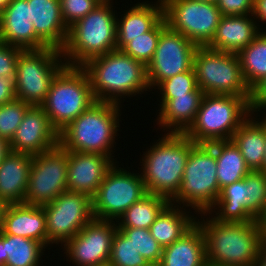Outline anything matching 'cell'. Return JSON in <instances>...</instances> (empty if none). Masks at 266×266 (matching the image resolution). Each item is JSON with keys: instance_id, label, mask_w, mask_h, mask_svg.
Returning a JSON list of instances; mask_svg holds the SVG:
<instances>
[{"instance_id": "cell-36", "label": "cell", "mask_w": 266, "mask_h": 266, "mask_svg": "<svg viewBox=\"0 0 266 266\" xmlns=\"http://www.w3.org/2000/svg\"><path fill=\"white\" fill-rule=\"evenodd\" d=\"M197 88L198 85L196 81L195 71L193 68L189 71L177 74L171 78L163 80L154 88V92H151L152 94L156 92L159 96L157 98V101L159 102L157 106L159 107L155 108H158L159 110L169 99L175 98L176 96L185 95L189 92H193Z\"/></svg>"}, {"instance_id": "cell-28", "label": "cell", "mask_w": 266, "mask_h": 266, "mask_svg": "<svg viewBox=\"0 0 266 266\" xmlns=\"http://www.w3.org/2000/svg\"><path fill=\"white\" fill-rule=\"evenodd\" d=\"M46 249L39 241L0 231V266H45Z\"/></svg>"}, {"instance_id": "cell-13", "label": "cell", "mask_w": 266, "mask_h": 266, "mask_svg": "<svg viewBox=\"0 0 266 266\" xmlns=\"http://www.w3.org/2000/svg\"><path fill=\"white\" fill-rule=\"evenodd\" d=\"M68 151L60 144L33 155L24 203L43 206L68 191Z\"/></svg>"}, {"instance_id": "cell-31", "label": "cell", "mask_w": 266, "mask_h": 266, "mask_svg": "<svg viewBox=\"0 0 266 266\" xmlns=\"http://www.w3.org/2000/svg\"><path fill=\"white\" fill-rule=\"evenodd\" d=\"M217 162V180L220 190L238 182L251 171L245 163L239 148L232 140L212 142Z\"/></svg>"}, {"instance_id": "cell-26", "label": "cell", "mask_w": 266, "mask_h": 266, "mask_svg": "<svg viewBox=\"0 0 266 266\" xmlns=\"http://www.w3.org/2000/svg\"><path fill=\"white\" fill-rule=\"evenodd\" d=\"M231 140L239 148L248 168L251 171H261L266 144L265 118L261 114H250Z\"/></svg>"}, {"instance_id": "cell-4", "label": "cell", "mask_w": 266, "mask_h": 266, "mask_svg": "<svg viewBox=\"0 0 266 266\" xmlns=\"http://www.w3.org/2000/svg\"><path fill=\"white\" fill-rule=\"evenodd\" d=\"M161 136V137H160ZM143 151L137 170L147 193L169 201L177 194L190 150L195 143L184 134L162 133Z\"/></svg>"}, {"instance_id": "cell-6", "label": "cell", "mask_w": 266, "mask_h": 266, "mask_svg": "<svg viewBox=\"0 0 266 266\" xmlns=\"http://www.w3.org/2000/svg\"><path fill=\"white\" fill-rule=\"evenodd\" d=\"M250 96L204 94L196 118L184 135L195 144L231 140L252 114Z\"/></svg>"}, {"instance_id": "cell-22", "label": "cell", "mask_w": 266, "mask_h": 266, "mask_svg": "<svg viewBox=\"0 0 266 266\" xmlns=\"http://www.w3.org/2000/svg\"><path fill=\"white\" fill-rule=\"evenodd\" d=\"M203 96L204 92L198 87L193 92L169 99L156 109L157 117L152 121L156 122V132L159 129L162 133L184 134L194 122Z\"/></svg>"}, {"instance_id": "cell-46", "label": "cell", "mask_w": 266, "mask_h": 266, "mask_svg": "<svg viewBox=\"0 0 266 266\" xmlns=\"http://www.w3.org/2000/svg\"><path fill=\"white\" fill-rule=\"evenodd\" d=\"M9 151V143L0 137V163Z\"/></svg>"}, {"instance_id": "cell-32", "label": "cell", "mask_w": 266, "mask_h": 266, "mask_svg": "<svg viewBox=\"0 0 266 266\" xmlns=\"http://www.w3.org/2000/svg\"><path fill=\"white\" fill-rule=\"evenodd\" d=\"M169 203L163 196L147 193L118 218L117 227L150 229L151 224Z\"/></svg>"}, {"instance_id": "cell-7", "label": "cell", "mask_w": 266, "mask_h": 266, "mask_svg": "<svg viewBox=\"0 0 266 266\" xmlns=\"http://www.w3.org/2000/svg\"><path fill=\"white\" fill-rule=\"evenodd\" d=\"M220 191L214 148L210 144H195L190 150L179 190L170 203L194 210L196 215L208 213Z\"/></svg>"}, {"instance_id": "cell-52", "label": "cell", "mask_w": 266, "mask_h": 266, "mask_svg": "<svg viewBox=\"0 0 266 266\" xmlns=\"http://www.w3.org/2000/svg\"><path fill=\"white\" fill-rule=\"evenodd\" d=\"M261 172H263L264 174H266V144H265L264 161H263V164H262Z\"/></svg>"}, {"instance_id": "cell-14", "label": "cell", "mask_w": 266, "mask_h": 266, "mask_svg": "<svg viewBox=\"0 0 266 266\" xmlns=\"http://www.w3.org/2000/svg\"><path fill=\"white\" fill-rule=\"evenodd\" d=\"M167 25L198 47L213 39L222 17L216 4L195 0H162Z\"/></svg>"}, {"instance_id": "cell-11", "label": "cell", "mask_w": 266, "mask_h": 266, "mask_svg": "<svg viewBox=\"0 0 266 266\" xmlns=\"http://www.w3.org/2000/svg\"><path fill=\"white\" fill-rule=\"evenodd\" d=\"M123 164L118 162L113 165L92 197L94 218L117 221L131 205L147 194L140 171L135 170L136 167L124 168Z\"/></svg>"}, {"instance_id": "cell-34", "label": "cell", "mask_w": 266, "mask_h": 266, "mask_svg": "<svg viewBox=\"0 0 266 266\" xmlns=\"http://www.w3.org/2000/svg\"><path fill=\"white\" fill-rule=\"evenodd\" d=\"M167 26L163 17L150 31L133 38L121 51L147 66L155 53L160 33Z\"/></svg>"}, {"instance_id": "cell-20", "label": "cell", "mask_w": 266, "mask_h": 266, "mask_svg": "<svg viewBox=\"0 0 266 266\" xmlns=\"http://www.w3.org/2000/svg\"><path fill=\"white\" fill-rule=\"evenodd\" d=\"M154 1L138 0L131 6L125 5V10L117 13L116 50H121L133 38L150 31L164 17L163 1Z\"/></svg>"}, {"instance_id": "cell-25", "label": "cell", "mask_w": 266, "mask_h": 266, "mask_svg": "<svg viewBox=\"0 0 266 266\" xmlns=\"http://www.w3.org/2000/svg\"><path fill=\"white\" fill-rule=\"evenodd\" d=\"M2 230L9 235L39 241L48 247L46 216L41 206L26 203L7 205Z\"/></svg>"}, {"instance_id": "cell-43", "label": "cell", "mask_w": 266, "mask_h": 266, "mask_svg": "<svg viewBox=\"0 0 266 266\" xmlns=\"http://www.w3.org/2000/svg\"><path fill=\"white\" fill-rule=\"evenodd\" d=\"M249 105L253 114L266 110V76L251 89Z\"/></svg>"}, {"instance_id": "cell-54", "label": "cell", "mask_w": 266, "mask_h": 266, "mask_svg": "<svg viewBox=\"0 0 266 266\" xmlns=\"http://www.w3.org/2000/svg\"><path fill=\"white\" fill-rule=\"evenodd\" d=\"M96 266H112L109 262H105V263H102V264H98Z\"/></svg>"}, {"instance_id": "cell-23", "label": "cell", "mask_w": 266, "mask_h": 266, "mask_svg": "<svg viewBox=\"0 0 266 266\" xmlns=\"http://www.w3.org/2000/svg\"><path fill=\"white\" fill-rule=\"evenodd\" d=\"M260 32L252 14L222 16L212 41L206 47L216 51L238 54Z\"/></svg>"}, {"instance_id": "cell-37", "label": "cell", "mask_w": 266, "mask_h": 266, "mask_svg": "<svg viewBox=\"0 0 266 266\" xmlns=\"http://www.w3.org/2000/svg\"><path fill=\"white\" fill-rule=\"evenodd\" d=\"M108 262L112 266H142L147 263V260L136 250L131 239L117 229L112 239Z\"/></svg>"}, {"instance_id": "cell-1", "label": "cell", "mask_w": 266, "mask_h": 266, "mask_svg": "<svg viewBox=\"0 0 266 266\" xmlns=\"http://www.w3.org/2000/svg\"><path fill=\"white\" fill-rule=\"evenodd\" d=\"M81 68L87 73L96 101L127 106L121 104L127 98L135 96L137 101L151 93L146 66L121 50L90 59Z\"/></svg>"}, {"instance_id": "cell-21", "label": "cell", "mask_w": 266, "mask_h": 266, "mask_svg": "<svg viewBox=\"0 0 266 266\" xmlns=\"http://www.w3.org/2000/svg\"><path fill=\"white\" fill-rule=\"evenodd\" d=\"M36 36L47 46L62 50L69 28L66 26L59 0H27Z\"/></svg>"}, {"instance_id": "cell-29", "label": "cell", "mask_w": 266, "mask_h": 266, "mask_svg": "<svg viewBox=\"0 0 266 266\" xmlns=\"http://www.w3.org/2000/svg\"><path fill=\"white\" fill-rule=\"evenodd\" d=\"M247 189L244 179L222 188L214 207L208 213L219 222L257 221L247 211Z\"/></svg>"}, {"instance_id": "cell-17", "label": "cell", "mask_w": 266, "mask_h": 266, "mask_svg": "<svg viewBox=\"0 0 266 266\" xmlns=\"http://www.w3.org/2000/svg\"><path fill=\"white\" fill-rule=\"evenodd\" d=\"M59 144V132L41 106H31L9 142L13 152L37 155Z\"/></svg>"}, {"instance_id": "cell-5", "label": "cell", "mask_w": 266, "mask_h": 266, "mask_svg": "<svg viewBox=\"0 0 266 266\" xmlns=\"http://www.w3.org/2000/svg\"><path fill=\"white\" fill-rule=\"evenodd\" d=\"M116 1L99 3L69 27L62 56L67 66L81 67L90 59L116 50Z\"/></svg>"}, {"instance_id": "cell-53", "label": "cell", "mask_w": 266, "mask_h": 266, "mask_svg": "<svg viewBox=\"0 0 266 266\" xmlns=\"http://www.w3.org/2000/svg\"><path fill=\"white\" fill-rule=\"evenodd\" d=\"M198 2H207V3H212V4H216L219 2V0H195Z\"/></svg>"}, {"instance_id": "cell-16", "label": "cell", "mask_w": 266, "mask_h": 266, "mask_svg": "<svg viewBox=\"0 0 266 266\" xmlns=\"http://www.w3.org/2000/svg\"><path fill=\"white\" fill-rule=\"evenodd\" d=\"M198 48L181 33L167 26L161 33L152 60L146 66L151 91L163 80L193 68Z\"/></svg>"}, {"instance_id": "cell-33", "label": "cell", "mask_w": 266, "mask_h": 266, "mask_svg": "<svg viewBox=\"0 0 266 266\" xmlns=\"http://www.w3.org/2000/svg\"><path fill=\"white\" fill-rule=\"evenodd\" d=\"M242 75L250 90L266 76V32L260 34L238 54Z\"/></svg>"}, {"instance_id": "cell-18", "label": "cell", "mask_w": 266, "mask_h": 266, "mask_svg": "<svg viewBox=\"0 0 266 266\" xmlns=\"http://www.w3.org/2000/svg\"><path fill=\"white\" fill-rule=\"evenodd\" d=\"M115 163L103 154L68 151V191L84 193L92 198Z\"/></svg>"}, {"instance_id": "cell-40", "label": "cell", "mask_w": 266, "mask_h": 266, "mask_svg": "<svg viewBox=\"0 0 266 266\" xmlns=\"http://www.w3.org/2000/svg\"><path fill=\"white\" fill-rule=\"evenodd\" d=\"M63 20L69 28L85 17L99 2L97 0H59Z\"/></svg>"}, {"instance_id": "cell-30", "label": "cell", "mask_w": 266, "mask_h": 266, "mask_svg": "<svg viewBox=\"0 0 266 266\" xmlns=\"http://www.w3.org/2000/svg\"><path fill=\"white\" fill-rule=\"evenodd\" d=\"M193 212L169 203L151 224V235L163 248L171 245L196 223Z\"/></svg>"}, {"instance_id": "cell-2", "label": "cell", "mask_w": 266, "mask_h": 266, "mask_svg": "<svg viewBox=\"0 0 266 266\" xmlns=\"http://www.w3.org/2000/svg\"><path fill=\"white\" fill-rule=\"evenodd\" d=\"M206 242L207 263L218 266H256L262 246V221L219 222L209 213L196 216Z\"/></svg>"}, {"instance_id": "cell-12", "label": "cell", "mask_w": 266, "mask_h": 266, "mask_svg": "<svg viewBox=\"0 0 266 266\" xmlns=\"http://www.w3.org/2000/svg\"><path fill=\"white\" fill-rule=\"evenodd\" d=\"M42 207L50 251L55 245L61 248L94 218L92 198L84 193L66 191Z\"/></svg>"}, {"instance_id": "cell-57", "label": "cell", "mask_w": 266, "mask_h": 266, "mask_svg": "<svg viewBox=\"0 0 266 266\" xmlns=\"http://www.w3.org/2000/svg\"><path fill=\"white\" fill-rule=\"evenodd\" d=\"M204 266H218V265H214V264L206 263Z\"/></svg>"}, {"instance_id": "cell-56", "label": "cell", "mask_w": 266, "mask_h": 266, "mask_svg": "<svg viewBox=\"0 0 266 266\" xmlns=\"http://www.w3.org/2000/svg\"><path fill=\"white\" fill-rule=\"evenodd\" d=\"M266 120V110H264L262 113H260Z\"/></svg>"}, {"instance_id": "cell-3", "label": "cell", "mask_w": 266, "mask_h": 266, "mask_svg": "<svg viewBox=\"0 0 266 266\" xmlns=\"http://www.w3.org/2000/svg\"><path fill=\"white\" fill-rule=\"evenodd\" d=\"M123 107L96 101L59 132V144L67 151L103 154L118 163L114 150L122 138L118 136L119 123L125 120L121 118Z\"/></svg>"}, {"instance_id": "cell-24", "label": "cell", "mask_w": 266, "mask_h": 266, "mask_svg": "<svg viewBox=\"0 0 266 266\" xmlns=\"http://www.w3.org/2000/svg\"><path fill=\"white\" fill-rule=\"evenodd\" d=\"M33 156L9 151L0 163V200L7 205L25 201Z\"/></svg>"}, {"instance_id": "cell-50", "label": "cell", "mask_w": 266, "mask_h": 266, "mask_svg": "<svg viewBox=\"0 0 266 266\" xmlns=\"http://www.w3.org/2000/svg\"><path fill=\"white\" fill-rule=\"evenodd\" d=\"M142 266H162L161 260L159 261H149L145 265Z\"/></svg>"}, {"instance_id": "cell-35", "label": "cell", "mask_w": 266, "mask_h": 266, "mask_svg": "<svg viewBox=\"0 0 266 266\" xmlns=\"http://www.w3.org/2000/svg\"><path fill=\"white\" fill-rule=\"evenodd\" d=\"M247 185V211L256 219L266 222V174L250 171L244 177Z\"/></svg>"}, {"instance_id": "cell-38", "label": "cell", "mask_w": 266, "mask_h": 266, "mask_svg": "<svg viewBox=\"0 0 266 266\" xmlns=\"http://www.w3.org/2000/svg\"><path fill=\"white\" fill-rule=\"evenodd\" d=\"M117 229L131 239L136 250L147 262L161 260L163 247L151 235L149 229L130 227H117Z\"/></svg>"}, {"instance_id": "cell-42", "label": "cell", "mask_w": 266, "mask_h": 266, "mask_svg": "<svg viewBox=\"0 0 266 266\" xmlns=\"http://www.w3.org/2000/svg\"><path fill=\"white\" fill-rule=\"evenodd\" d=\"M222 16H243L253 13L254 0H219L217 3Z\"/></svg>"}, {"instance_id": "cell-19", "label": "cell", "mask_w": 266, "mask_h": 266, "mask_svg": "<svg viewBox=\"0 0 266 266\" xmlns=\"http://www.w3.org/2000/svg\"><path fill=\"white\" fill-rule=\"evenodd\" d=\"M0 42L23 50L47 47L36 36L27 0H11L0 12Z\"/></svg>"}, {"instance_id": "cell-39", "label": "cell", "mask_w": 266, "mask_h": 266, "mask_svg": "<svg viewBox=\"0 0 266 266\" xmlns=\"http://www.w3.org/2000/svg\"><path fill=\"white\" fill-rule=\"evenodd\" d=\"M30 107L31 105L19 99L0 105V137L2 139L8 143L12 140Z\"/></svg>"}, {"instance_id": "cell-41", "label": "cell", "mask_w": 266, "mask_h": 266, "mask_svg": "<svg viewBox=\"0 0 266 266\" xmlns=\"http://www.w3.org/2000/svg\"><path fill=\"white\" fill-rule=\"evenodd\" d=\"M23 49L0 42V77L15 78L17 59Z\"/></svg>"}, {"instance_id": "cell-51", "label": "cell", "mask_w": 266, "mask_h": 266, "mask_svg": "<svg viewBox=\"0 0 266 266\" xmlns=\"http://www.w3.org/2000/svg\"><path fill=\"white\" fill-rule=\"evenodd\" d=\"M11 0H0V12L7 6Z\"/></svg>"}, {"instance_id": "cell-49", "label": "cell", "mask_w": 266, "mask_h": 266, "mask_svg": "<svg viewBox=\"0 0 266 266\" xmlns=\"http://www.w3.org/2000/svg\"><path fill=\"white\" fill-rule=\"evenodd\" d=\"M262 245L266 248V222L262 221Z\"/></svg>"}, {"instance_id": "cell-27", "label": "cell", "mask_w": 266, "mask_h": 266, "mask_svg": "<svg viewBox=\"0 0 266 266\" xmlns=\"http://www.w3.org/2000/svg\"><path fill=\"white\" fill-rule=\"evenodd\" d=\"M161 262L162 266H204L207 263L205 236L197 222L163 248Z\"/></svg>"}, {"instance_id": "cell-10", "label": "cell", "mask_w": 266, "mask_h": 266, "mask_svg": "<svg viewBox=\"0 0 266 266\" xmlns=\"http://www.w3.org/2000/svg\"><path fill=\"white\" fill-rule=\"evenodd\" d=\"M193 69L197 85L204 94L251 96L237 54L198 47Z\"/></svg>"}, {"instance_id": "cell-55", "label": "cell", "mask_w": 266, "mask_h": 266, "mask_svg": "<svg viewBox=\"0 0 266 266\" xmlns=\"http://www.w3.org/2000/svg\"><path fill=\"white\" fill-rule=\"evenodd\" d=\"M99 3H107V2H111L114 0H97ZM117 1V0H116Z\"/></svg>"}, {"instance_id": "cell-8", "label": "cell", "mask_w": 266, "mask_h": 266, "mask_svg": "<svg viewBox=\"0 0 266 266\" xmlns=\"http://www.w3.org/2000/svg\"><path fill=\"white\" fill-rule=\"evenodd\" d=\"M95 102L87 73L81 67L66 65L53 79L41 107L60 132Z\"/></svg>"}, {"instance_id": "cell-44", "label": "cell", "mask_w": 266, "mask_h": 266, "mask_svg": "<svg viewBox=\"0 0 266 266\" xmlns=\"http://www.w3.org/2000/svg\"><path fill=\"white\" fill-rule=\"evenodd\" d=\"M16 99L15 80L9 77H0V105Z\"/></svg>"}, {"instance_id": "cell-45", "label": "cell", "mask_w": 266, "mask_h": 266, "mask_svg": "<svg viewBox=\"0 0 266 266\" xmlns=\"http://www.w3.org/2000/svg\"><path fill=\"white\" fill-rule=\"evenodd\" d=\"M252 15L254 19L257 21L260 31L266 32V29H265L266 26L264 27V24L266 25V0H254V7H253Z\"/></svg>"}, {"instance_id": "cell-9", "label": "cell", "mask_w": 266, "mask_h": 266, "mask_svg": "<svg viewBox=\"0 0 266 266\" xmlns=\"http://www.w3.org/2000/svg\"><path fill=\"white\" fill-rule=\"evenodd\" d=\"M65 66L62 51L56 48L22 50L14 78L16 99L41 106L53 79Z\"/></svg>"}, {"instance_id": "cell-15", "label": "cell", "mask_w": 266, "mask_h": 266, "mask_svg": "<svg viewBox=\"0 0 266 266\" xmlns=\"http://www.w3.org/2000/svg\"><path fill=\"white\" fill-rule=\"evenodd\" d=\"M116 230V221L93 218L73 238L55 251L63 250L56 253L63 254L58 255L59 257L65 254L63 260L66 259V262H70L72 266H96L108 262Z\"/></svg>"}, {"instance_id": "cell-47", "label": "cell", "mask_w": 266, "mask_h": 266, "mask_svg": "<svg viewBox=\"0 0 266 266\" xmlns=\"http://www.w3.org/2000/svg\"><path fill=\"white\" fill-rule=\"evenodd\" d=\"M256 266H266V248L263 245L259 250Z\"/></svg>"}, {"instance_id": "cell-48", "label": "cell", "mask_w": 266, "mask_h": 266, "mask_svg": "<svg viewBox=\"0 0 266 266\" xmlns=\"http://www.w3.org/2000/svg\"><path fill=\"white\" fill-rule=\"evenodd\" d=\"M6 207H7V204L0 200V231L3 228V219H4V212H5Z\"/></svg>"}]
</instances>
